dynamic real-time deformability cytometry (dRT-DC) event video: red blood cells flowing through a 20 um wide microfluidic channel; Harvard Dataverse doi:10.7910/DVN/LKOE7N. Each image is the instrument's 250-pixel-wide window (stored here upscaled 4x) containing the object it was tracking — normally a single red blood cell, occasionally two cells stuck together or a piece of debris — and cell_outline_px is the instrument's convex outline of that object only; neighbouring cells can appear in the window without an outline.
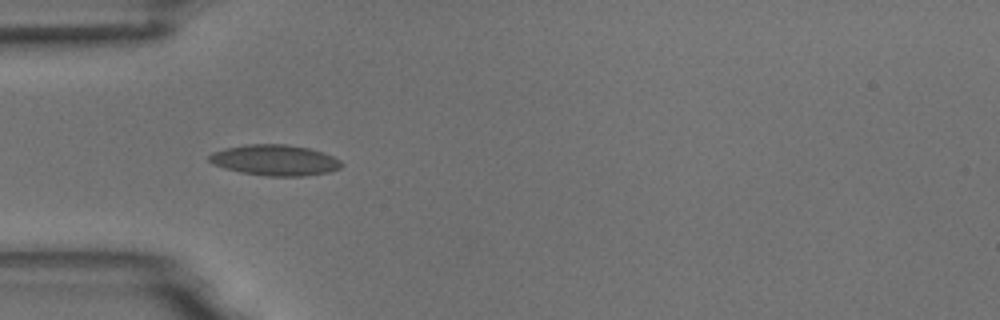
{"species": "common noctule bat (a hibernating species)", "species_latin": "Nyctalus noctula", "temperature_condition": "room temperature", "stored_images_in_passage": 9, "camera_frame_rate_fps": 3000, "um_per_image_px": 0.085, "animal": {"sex": "male", "body_mass_g": 18.8}, "frame": {"image": 1, "passage_image": 4, "time_ms": 3.333, "image_size_px": [1000, 320], "cell_outline_px": [[344, 164], [340, 168], [328, 172], [304, 176], [268, 176], [240, 172], [224, 168], [212, 164], [208, 160], [208, 156], [212, 152], [224, 148], [248, 144], [284, 144], [308, 148], [332, 156], [340, 160]], "centroid_in_image_um": [23.33, 13.61], "position_along_channel_um": 61.7, "area_um2": 23.7}}
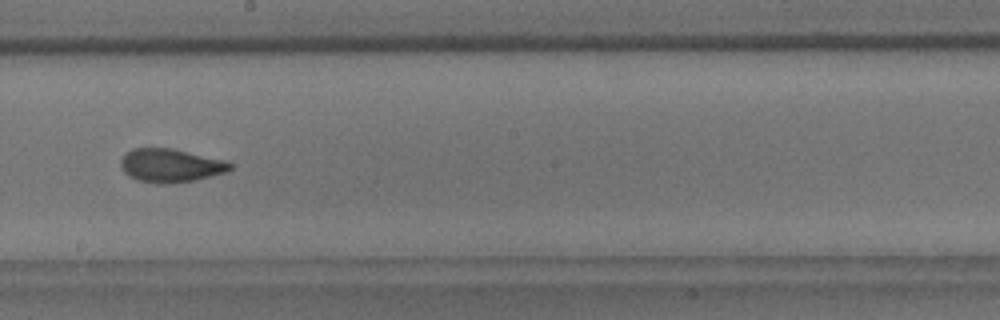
{"frame": {"image": 2, "passage_image": 8, "time_ms": 8.0, "image_size_px": [1000, 320], "cell_outline_px": [[232, 168], [228, 172], [192, 180], [164, 184], [156, 184], [136, 180], [128, 176], [120, 168], [120, 160], [124, 152], [132, 148], [172, 148], [228, 160], [232, 164]], "centroid_in_image_um": [14.47, 14.05], "position_along_channel_um": 233.7, "area_um2": 21.73}}